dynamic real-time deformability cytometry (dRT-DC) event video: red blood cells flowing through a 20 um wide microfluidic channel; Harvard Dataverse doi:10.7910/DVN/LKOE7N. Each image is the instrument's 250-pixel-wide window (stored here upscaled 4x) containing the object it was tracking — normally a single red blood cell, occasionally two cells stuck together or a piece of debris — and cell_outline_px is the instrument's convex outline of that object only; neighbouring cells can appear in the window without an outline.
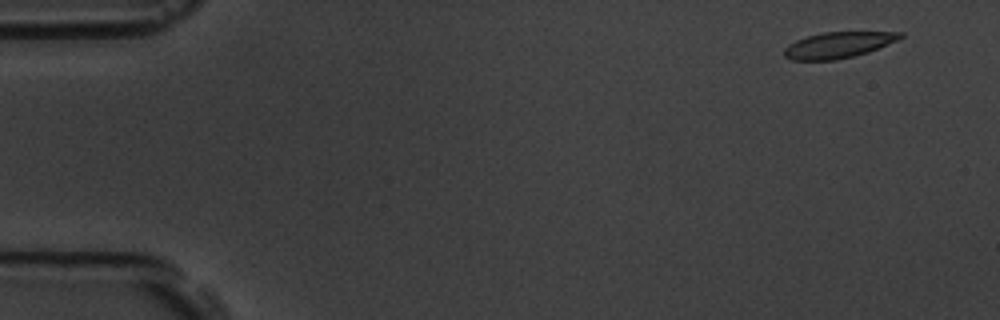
{"species": "common noctule bat (a hibernating species)", "species_latin": "Nyctalus noctula", "temperature_condition": "room temperature", "stored_images_in_passage": 4, "camera_frame_rate_fps": 3000, "um_per_image_px": 0.085, "animal": {"sex": "male", "body_mass_g": 19.5, "forearm_length_mm": 54.6}, "frame": {"image": 1, "passage_image": 1, "time_ms": 0.0, "image_size_px": [1000, 320], "cell_outline_px": [[904, 36], [896, 40], [868, 52], [836, 60], [792, 60], [784, 56], [784, 48], [788, 44], [796, 40], [808, 36], [824, 32], [904, 32]], "centroid_in_image_um": [71.22, 3.82], "position_along_channel_um": 13.8, "area_um2": 17.4}}